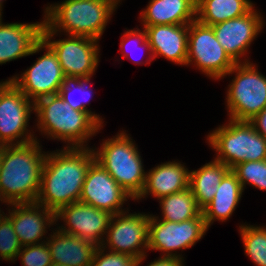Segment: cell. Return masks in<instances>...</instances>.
<instances>
[{
  "label": "cell",
  "instance_id": "obj_1",
  "mask_svg": "<svg viewBox=\"0 0 266 266\" xmlns=\"http://www.w3.org/2000/svg\"><path fill=\"white\" fill-rule=\"evenodd\" d=\"M46 155L36 202L56 212L78 202L90 165L96 160L89 147H64Z\"/></svg>",
  "mask_w": 266,
  "mask_h": 266
},
{
  "label": "cell",
  "instance_id": "obj_2",
  "mask_svg": "<svg viewBox=\"0 0 266 266\" xmlns=\"http://www.w3.org/2000/svg\"><path fill=\"white\" fill-rule=\"evenodd\" d=\"M46 155L37 139L0 146V200L7 205L36 202Z\"/></svg>",
  "mask_w": 266,
  "mask_h": 266
},
{
  "label": "cell",
  "instance_id": "obj_3",
  "mask_svg": "<svg viewBox=\"0 0 266 266\" xmlns=\"http://www.w3.org/2000/svg\"><path fill=\"white\" fill-rule=\"evenodd\" d=\"M116 7L113 0H65L47 6L41 35L53 37L63 30L99 40Z\"/></svg>",
  "mask_w": 266,
  "mask_h": 266
},
{
  "label": "cell",
  "instance_id": "obj_4",
  "mask_svg": "<svg viewBox=\"0 0 266 266\" xmlns=\"http://www.w3.org/2000/svg\"><path fill=\"white\" fill-rule=\"evenodd\" d=\"M33 111L39 130L51 139L67 141L69 146L65 147H86L84 143L103 127L99 115L72 109L59 94L39 99Z\"/></svg>",
  "mask_w": 266,
  "mask_h": 266
},
{
  "label": "cell",
  "instance_id": "obj_5",
  "mask_svg": "<svg viewBox=\"0 0 266 266\" xmlns=\"http://www.w3.org/2000/svg\"><path fill=\"white\" fill-rule=\"evenodd\" d=\"M131 137L123 131L101 144L95 152L96 161L132 197L133 200L143 190L146 172L140 153Z\"/></svg>",
  "mask_w": 266,
  "mask_h": 266
},
{
  "label": "cell",
  "instance_id": "obj_6",
  "mask_svg": "<svg viewBox=\"0 0 266 266\" xmlns=\"http://www.w3.org/2000/svg\"><path fill=\"white\" fill-rule=\"evenodd\" d=\"M229 121L207 137L209 145L218 152L215 160L230 169L241 162L266 160V138L249 121Z\"/></svg>",
  "mask_w": 266,
  "mask_h": 266
},
{
  "label": "cell",
  "instance_id": "obj_7",
  "mask_svg": "<svg viewBox=\"0 0 266 266\" xmlns=\"http://www.w3.org/2000/svg\"><path fill=\"white\" fill-rule=\"evenodd\" d=\"M234 72L226 98L229 119L250 121L266 107V77L248 60L236 63L226 75Z\"/></svg>",
  "mask_w": 266,
  "mask_h": 266
},
{
  "label": "cell",
  "instance_id": "obj_8",
  "mask_svg": "<svg viewBox=\"0 0 266 266\" xmlns=\"http://www.w3.org/2000/svg\"><path fill=\"white\" fill-rule=\"evenodd\" d=\"M193 62L214 80L225 77L236 64L217 41L212 26L197 19L189 24L188 32L186 65Z\"/></svg>",
  "mask_w": 266,
  "mask_h": 266
},
{
  "label": "cell",
  "instance_id": "obj_9",
  "mask_svg": "<svg viewBox=\"0 0 266 266\" xmlns=\"http://www.w3.org/2000/svg\"><path fill=\"white\" fill-rule=\"evenodd\" d=\"M68 37L51 41V35H41L42 41L57 55L66 79H91L99 63L98 40L84 36Z\"/></svg>",
  "mask_w": 266,
  "mask_h": 266
},
{
  "label": "cell",
  "instance_id": "obj_10",
  "mask_svg": "<svg viewBox=\"0 0 266 266\" xmlns=\"http://www.w3.org/2000/svg\"><path fill=\"white\" fill-rule=\"evenodd\" d=\"M208 228L203 214L180 223L149 216L148 249L160 250L165 256H177L174 250L187 249L202 239Z\"/></svg>",
  "mask_w": 266,
  "mask_h": 266
},
{
  "label": "cell",
  "instance_id": "obj_11",
  "mask_svg": "<svg viewBox=\"0 0 266 266\" xmlns=\"http://www.w3.org/2000/svg\"><path fill=\"white\" fill-rule=\"evenodd\" d=\"M30 101L14 83L1 94L0 146L22 145L36 140L27 129L30 113L34 110V103ZM15 140L18 141L15 143Z\"/></svg>",
  "mask_w": 266,
  "mask_h": 266
},
{
  "label": "cell",
  "instance_id": "obj_12",
  "mask_svg": "<svg viewBox=\"0 0 266 266\" xmlns=\"http://www.w3.org/2000/svg\"><path fill=\"white\" fill-rule=\"evenodd\" d=\"M126 212L129 213L125 211L112 215L106 233V243L110 252L139 259L148 249L149 214H127Z\"/></svg>",
  "mask_w": 266,
  "mask_h": 266
},
{
  "label": "cell",
  "instance_id": "obj_13",
  "mask_svg": "<svg viewBox=\"0 0 266 266\" xmlns=\"http://www.w3.org/2000/svg\"><path fill=\"white\" fill-rule=\"evenodd\" d=\"M46 53L39 57L34 64L23 72L21 78L12 77V82L33 103L41 98L56 95L66 81L57 55L45 44Z\"/></svg>",
  "mask_w": 266,
  "mask_h": 266
},
{
  "label": "cell",
  "instance_id": "obj_14",
  "mask_svg": "<svg viewBox=\"0 0 266 266\" xmlns=\"http://www.w3.org/2000/svg\"><path fill=\"white\" fill-rule=\"evenodd\" d=\"M111 218V213L80 201L65 205L55 212V221L61 219L67 225V228L59 227V230L93 242L97 246L106 244L103 237L107 233Z\"/></svg>",
  "mask_w": 266,
  "mask_h": 266
},
{
  "label": "cell",
  "instance_id": "obj_15",
  "mask_svg": "<svg viewBox=\"0 0 266 266\" xmlns=\"http://www.w3.org/2000/svg\"><path fill=\"white\" fill-rule=\"evenodd\" d=\"M127 198L132 199L95 160L88 169L79 201L115 215L125 212L121 207Z\"/></svg>",
  "mask_w": 266,
  "mask_h": 266
},
{
  "label": "cell",
  "instance_id": "obj_16",
  "mask_svg": "<svg viewBox=\"0 0 266 266\" xmlns=\"http://www.w3.org/2000/svg\"><path fill=\"white\" fill-rule=\"evenodd\" d=\"M252 8L247 14L212 25L215 37L229 57L240 63L251 42L263 28V17Z\"/></svg>",
  "mask_w": 266,
  "mask_h": 266
},
{
  "label": "cell",
  "instance_id": "obj_17",
  "mask_svg": "<svg viewBox=\"0 0 266 266\" xmlns=\"http://www.w3.org/2000/svg\"><path fill=\"white\" fill-rule=\"evenodd\" d=\"M44 22L22 24L0 21V64L26 57L45 48L41 39Z\"/></svg>",
  "mask_w": 266,
  "mask_h": 266
},
{
  "label": "cell",
  "instance_id": "obj_18",
  "mask_svg": "<svg viewBox=\"0 0 266 266\" xmlns=\"http://www.w3.org/2000/svg\"><path fill=\"white\" fill-rule=\"evenodd\" d=\"M144 30L151 49L146 62L159 55L176 64L186 65L189 24L144 26Z\"/></svg>",
  "mask_w": 266,
  "mask_h": 266
},
{
  "label": "cell",
  "instance_id": "obj_19",
  "mask_svg": "<svg viewBox=\"0 0 266 266\" xmlns=\"http://www.w3.org/2000/svg\"><path fill=\"white\" fill-rule=\"evenodd\" d=\"M11 205L13 210L10 212L9 209L8 217L11 219L20 244L22 246L39 244L43 235L47 233V225L50 227L54 224L55 212L37 202Z\"/></svg>",
  "mask_w": 266,
  "mask_h": 266
},
{
  "label": "cell",
  "instance_id": "obj_20",
  "mask_svg": "<svg viewBox=\"0 0 266 266\" xmlns=\"http://www.w3.org/2000/svg\"><path fill=\"white\" fill-rule=\"evenodd\" d=\"M190 171L180 162H166L146 172L145 184L136 199L152 194L155 198L182 192L189 188Z\"/></svg>",
  "mask_w": 266,
  "mask_h": 266
},
{
  "label": "cell",
  "instance_id": "obj_21",
  "mask_svg": "<svg viewBox=\"0 0 266 266\" xmlns=\"http://www.w3.org/2000/svg\"><path fill=\"white\" fill-rule=\"evenodd\" d=\"M47 242L52 262L65 266H91L97 245L57 230Z\"/></svg>",
  "mask_w": 266,
  "mask_h": 266
},
{
  "label": "cell",
  "instance_id": "obj_22",
  "mask_svg": "<svg viewBox=\"0 0 266 266\" xmlns=\"http://www.w3.org/2000/svg\"><path fill=\"white\" fill-rule=\"evenodd\" d=\"M196 0H151L141 12L143 26L184 25L196 20Z\"/></svg>",
  "mask_w": 266,
  "mask_h": 266
},
{
  "label": "cell",
  "instance_id": "obj_23",
  "mask_svg": "<svg viewBox=\"0 0 266 266\" xmlns=\"http://www.w3.org/2000/svg\"><path fill=\"white\" fill-rule=\"evenodd\" d=\"M243 188L236 174L230 169L218 185L214 198L202 209L206 227L214 220H227L238 205Z\"/></svg>",
  "mask_w": 266,
  "mask_h": 266
},
{
  "label": "cell",
  "instance_id": "obj_24",
  "mask_svg": "<svg viewBox=\"0 0 266 266\" xmlns=\"http://www.w3.org/2000/svg\"><path fill=\"white\" fill-rule=\"evenodd\" d=\"M229 170L227 165L214 159L199 170L190 171L189 189L201 209L214 198L218 185Z\"/></svg>",
  "mask_w": 266,
  "mask_h": 266
},
{
  "label": "cell",
  "instance_id": "obj_25",
  "mask_svg": "<svg viewBox=\"0 0 266 266\" xmlns=\"http://www.w3.org/2000/svg\"><path fill=\"white\" fill-rule=\"evenodd\" d=\"M253 8L250 0H197L196 19L202 24H214L238 18Z\"/></svg>",
  "mask_w": 266,
  "mask_h": 266
},
{
  "label": "cell",
  "instance_id": "obj_26",
  "mask_svg": "<svg viewBox=\"0 0 266 266\" xmlns=\"http://www.w3.org/2000/svg\"><path fill=\"white\" fill-rule=\"evenodd\" d=\"M158 200L163 214L161 220L180 223L196 218L202 213V209L198 206L189 188L179 193L161 197Z\"/></svg>",
  "mask_w": 266,
  "mask_h": 266
},
{
  "label": "cell",
  "instance_id": "obj_27",
  "mask_svg": "<svg viewBox=\"0 0 266 266\" xmlns=\"http://www.w3.org/2000/svg\"><path fill=\"white\" fill-rule=\"evenodd\" d=\"M239 227L246 255L256 266H266V227L253 225Z\"/></svg>",
  "mask_w": 266,
  "mask_h": 266
},
{
  "label": "cell",
  "instance_id": "obj_28",
  "mask_svg": "<svg viewBox=\"0 0 266 266\" xmlns=\"http://www.w3.org/2000/svg\"><path fill=\"white\" fill-rule=\"evenodd\" d=\"M90 79H66L65 83L59 89V96L63 99L65 104L74 110L91 112L87 109V101L92 97V91L88 83ZM79 92L81 95L80 99L73 98L74 92ZM85 99V100H84ZM87 100V101H86Z\"/></svg>",
  "mask_w": 266,
  "mask_h": 266
},
{
  "label": "cell",
  "instance_id": "obj_29",
  "mask_svg": "<svg viewBox=\"0 0 266 266\" xmlns=\"http://www.w3.org/2000/svg\"><path fill=\"white\" fill-rule=\"evenodd\" d=\"M231 170L236 174L243 190L246 183L266 190V160L241 162Z\"/></svg>",
  "mask_w": 266,
  "mask_h": 266
},
{
  "label": "cell",
  "instance_id": "obj_30",
  "mask_svg": "<svg viewBox=\"0 0 266 266\" xmlns=\"http://www.w3.org/2000/svg\"><path fill=\"white\" fill-rule=\"evenodd\" d=\"M23 249L15 233L11 219L8 216H0V257L5 261L17 258L19 251Z\"/></svg>",
  "mask_w": 266,
  "mask_h": 266
},
{
  "label": "cell",
  "instance_id": "obj_31",
  "mask_svg": "<svg viewBox=\"0 0 266 266\" xmlns=\"http://www.w3.org/2000/svg\"><path fill=\"white\" fill-rule=\"evenodd\" d=\"M22 247L24 249L19 251L17 257L21 258L23 266H51L53 264L47 242L42 241L41 244Z\"/></svg>",
  "mask_w": 266,
  "mask_h": 266
},
{
  "label": "cell",
  "instance_id": "obj_32",
  "mask_svg": "<svg viewBox=\"0 0 266 266\" xmlns=\"http://www.w3.org/2000/svg\"><path fill=\"white\" fill-rule=\"evenodd\" d=\"M105 246H98L93 257L91 266H140L146 254L136 259L129 255L110 252L105 254ZM103 248V249H102Z\"/></svg>",
  "mask_w": 266,
  "mask_h": 266
},
{
  "label": "cell",
  "instance_id": "obj_33",
  "mask_svg": "<svg viewBox=\"0 0 266 266\" xmlns=\"http://www.w3.org/2000/svg\"><path fill=\"white\" fill-rule=\"evenodd\" d=\"M122 42H121V44H120V47L122 48V49H124V51L123 50H121L124 54H123V57L125 58H128V56L130 55L129 54V50L131 49H129L128 47V44L127 43H133V45H134V43L138 46V47H140V48H144L145 50H147V51H150L151 52V49H150V46H149V43H148V40L146 39V32H145V30L144 31H140L139 29H137V30H128V31H126V32H124V35L122 36ZM138 42V43H137ZM136 45H134V46H136ZM140 45V46H139ZM128 50V52H127V50ZM130 52H132V50H130ZM131 56V55H130ZM140 60V59H139ZM132 62H134V63H136V64H142V62L141 61H138V60H133Z\"/></svg>",
  "mask_w": 266,
  "mask_h": 266
},
{
  "label": "cell",
  "instance_id": "obj_34",
  "mask_svg": "<svg viewBox=\"0 0 266 266\" xmlns=\"http://www.w3.org/2000/svg\"><path fill=\"white\" fill-rule=\"evenodd\" d=\"M183 257L177 256H165L163 255L158 260L151 262L147 266H183Z\"/></svg>",
  "mask_w": 266,
  "mask_h": 266
},
{
  "label": "cell",
  "instance_id": "obj_35",
  "mask_svg": "<svg viewBox=\"0 0 266 266\" xmlns=\"http://www.w3.org/2000/svg\"><path fill=\"white\" fill-rule=\"evenodd\" d=\"M249 122L257 132L266 138V107Z\"/></svg>",
  "mask_w": 266,
  "mask_h": 266
},
{
  "label": "cell",
  "instance_id": "obj_36",
  "mask_svg": "<svg viewBox=\"0 0 266 266\" xmlns=\"http://www.w3.org/2000/svg\"><path fill=\"white\" fill-rule=\"evenodd\" d=\"M12 78H10L9 80L3 81L0 83V97L1 94L12 84Z\"/></svg>",
  "mask_w": 266,
  "mask_h": 266
},
{
  "label": "cell",
  "instance_id": "obj_37",
  "mask_svg": "<svg viewBox=\"0 0 266 266\" xmlns=\"http://www.w3.org/2000/svg\"><path fill=\"white\" fill-rule=\"evenodd\" d=\"M114 1V4L117 6L118 3H120V0H113Z\"/></svg>",
  "mask_w": 266,
  "mask_h": 266
},
{
  "label": "cell",
  "instance_id": "obj_38",
  "mask_svg": "<svg viewBox=\"0 0 266 266\" xmlns=\"http://www.w3.org/2000/svg\"><path fill=\"white\" fill-rule=\"evenodd\" d=\"M2 3H3V0H0V11H2Z\"/></svg>",
  "mask_w": 266,
  "mask_h": 266
},
{
  "label": "cell",
  "instance_id": "obj_39",
  "mask_svg": "<svg viewBox=\"0 0 266 266\" xmlns=\"http://www.w3.org/2000/svg\"><path fill=\"white\" fill-rule=\"evenodd\" d=\"M51 266H65V265H59V264H52Z\"/></svg>",
  "mask_w": 266,
  "mask_h": 266
}]
</instances>
